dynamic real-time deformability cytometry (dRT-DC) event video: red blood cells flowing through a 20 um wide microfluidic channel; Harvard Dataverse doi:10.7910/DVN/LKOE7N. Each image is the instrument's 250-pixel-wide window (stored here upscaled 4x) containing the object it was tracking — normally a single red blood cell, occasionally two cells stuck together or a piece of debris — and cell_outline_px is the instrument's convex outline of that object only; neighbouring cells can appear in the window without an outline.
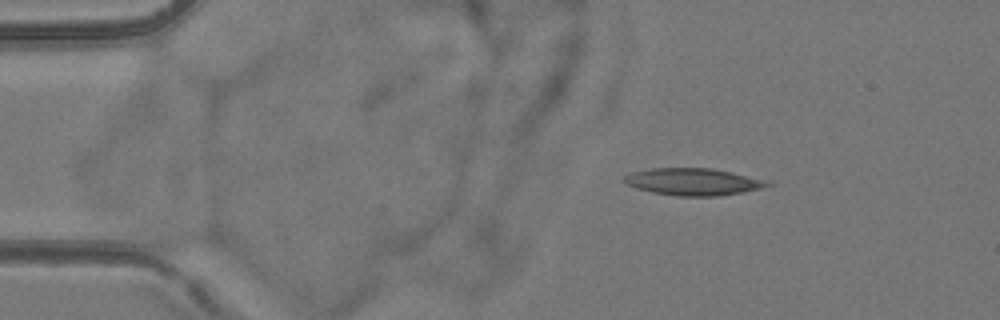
{"species": "common noctule bat (a hibernating species)", "species_latin": "Nyctalus noctula", "temperature_condition": "room temperature", "stored_images_in_passage": 5, "camera_frame_rate_fps": 3000, "um_per_image_px": 0.085, "animal": {"sex": "female", "body_mass_g": 24.6, "forearm_length_mm": 56.2}, "frame": {"image": 1, "passage_image": 2, "time_ms": 1.667, "image_size_px": [1000, 320], "cell_outline_px": [[776, 184], [744, 192], [720, 196], [676, 196], [652, 192], [636, 188], [628, 184], [624, 180], [624, 176], [632, 172], [652, 168], [712, 168], [772, 180]], "centroid_in_image_um": [59.02, 15.45], "position_along_channel_um": 26.0, "area_um2": 22.89}}
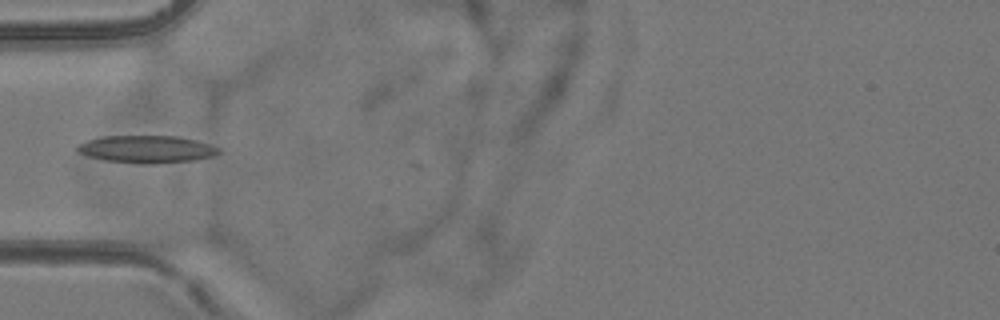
{"frame": {"image": 2, "passage_image": 4, "time_ms": 4.667, "image_size_px": [1000, 320], "cell_outline_px": [[220, 152], [212, 156], [192, 160], [152, 164], [140, 164], [104, 160], [88, 156], [76, 152], [76, 148], [80, 144], [88, 140], [104, 136], [176, 136], [196, 140], [220, 148]], "centroid_in_image_um": [12.44, 12.68], "position_along_channel_um": 72.6, "area_um2": 22.48}}